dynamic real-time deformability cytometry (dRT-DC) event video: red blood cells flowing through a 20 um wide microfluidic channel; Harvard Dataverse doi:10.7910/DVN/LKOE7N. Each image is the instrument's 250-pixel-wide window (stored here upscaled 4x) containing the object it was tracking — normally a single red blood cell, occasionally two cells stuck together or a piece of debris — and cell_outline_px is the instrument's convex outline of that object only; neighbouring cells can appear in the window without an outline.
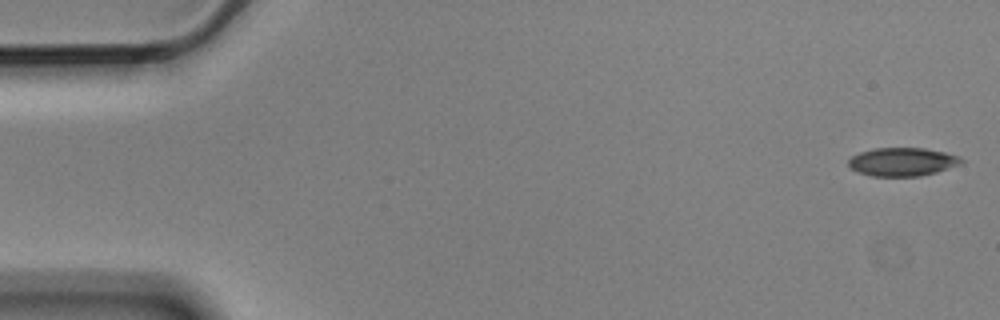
{"species": "Egyptian fruit bat (a non-hibernating species)", "species_latin": "Rousettus aegyptiacus", "temperature_condition": "cold", "stored_images_in_passage": 4, "camera_frame_rate_fps": 3000, "um_per_image_px": 0.085, "animal": {"sex": "male"}, "frame": {"image": 1, "passage_image": 1, "time_ms": 0.0, "image_size_px": [1000, 320], "cell_outline_px": [[964, 160], [960, 164], [936, 172], [920, 176], [872, 176], [856, 172], [848, 164], [848, 160], [852, 156], [860, 152], [876, 148], [924, 148], [944, 152], [960, 156]], "centroid_in_image_um": [76.7, 13.75], "position_along_channel_um": 8.3, "area_um2": 18.61}}
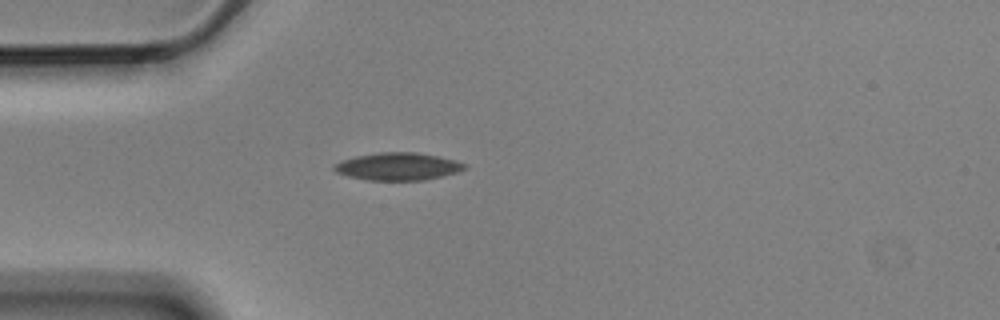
{"frame": {"image": 2, "passage_image": 4, "time_ms": 1.0, "image_size_px": [1000, 320], "cell_outline_px": [[468, 168], [456, 172], [424, 180], [368, 180], [348, 176], [336, 172], [332, 168], [332, 164], [340, 160], [356, 156], [380, 152], [416, 152], [456, 160], [468, 164]], "centroid_in_image_um": [33.8, 14.14], "position_along_channel_um": 51.2, "area_um2": 20.98}}